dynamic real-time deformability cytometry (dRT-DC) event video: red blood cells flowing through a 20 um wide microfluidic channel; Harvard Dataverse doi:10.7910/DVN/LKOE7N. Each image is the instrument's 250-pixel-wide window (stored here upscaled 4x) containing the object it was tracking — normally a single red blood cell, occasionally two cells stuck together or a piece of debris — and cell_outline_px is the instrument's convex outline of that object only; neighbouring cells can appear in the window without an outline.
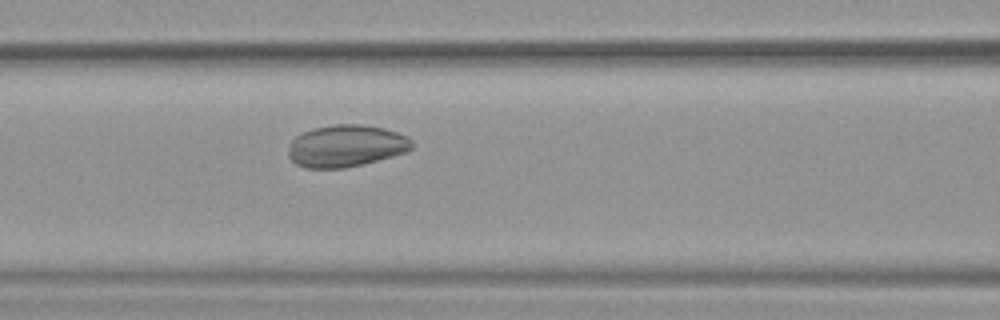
{"species": "common noctule bat (a hibernating species)", "species_latin": "Nyctalus noctula", "temperature_condition": "warm", "stored_images_in_passage": 54, "camera_frame_rate_fps": 3000, "um_per_image_px": 0.085, "animal": {"sex": "female", "body_mass_g": 19.9}, "frame": {"image": 1, "passage_image": 24, "time_ms": 7.667, "image_size_px": [1000, 320], "cell_outline_px": [[412, 148], [408, 152], [364, 164], [344, 168], [304, 168], [296, 164], [288, 156], [288, 148], [292, 140], [296, 136], [312, 128], [336, 124], [364, 124], [384, 128], [396, 132], [412, 140]], "centroid_in_image_um": [29.41, 12.41], "position_along_channel_um": 137.2, "area_um2": 30.4}}